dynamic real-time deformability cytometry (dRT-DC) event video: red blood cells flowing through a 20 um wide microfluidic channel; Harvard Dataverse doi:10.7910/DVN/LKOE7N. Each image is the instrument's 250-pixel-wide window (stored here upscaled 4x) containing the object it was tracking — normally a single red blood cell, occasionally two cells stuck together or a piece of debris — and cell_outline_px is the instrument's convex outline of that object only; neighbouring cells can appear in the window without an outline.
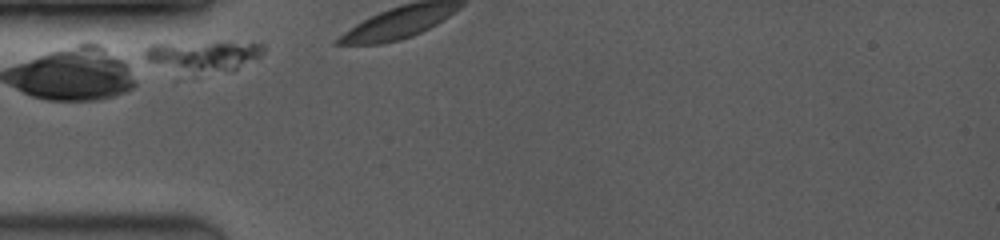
{"species": "common noctule bat (a hibernating species)", "species_latin": "Nyctalus noctula", "temperature_condition": "room temperature", "stored_images_in_passage": 5, "camera_frame_rate_fps": 3500, "um_per_image_px": 0.085, "animal": {"sex": "female", "body_mass_g": 19.0, "forearm_length_mm": 53.3}, "frame": {"image": 1, "passage_image": 1, "time_ms": 0.0, "image_size_px": [1000, 240], "cell_outline_px": [[264, 52], [260, 56], [236, 68], [196, 76], [152, 60], [144, 56], [144, 48], [152, 44], [264, 44]], "centroid_in_image_um": [17.3, 4.79], "position_along_channel_um": 67.7, "area_um2": 19.83}}